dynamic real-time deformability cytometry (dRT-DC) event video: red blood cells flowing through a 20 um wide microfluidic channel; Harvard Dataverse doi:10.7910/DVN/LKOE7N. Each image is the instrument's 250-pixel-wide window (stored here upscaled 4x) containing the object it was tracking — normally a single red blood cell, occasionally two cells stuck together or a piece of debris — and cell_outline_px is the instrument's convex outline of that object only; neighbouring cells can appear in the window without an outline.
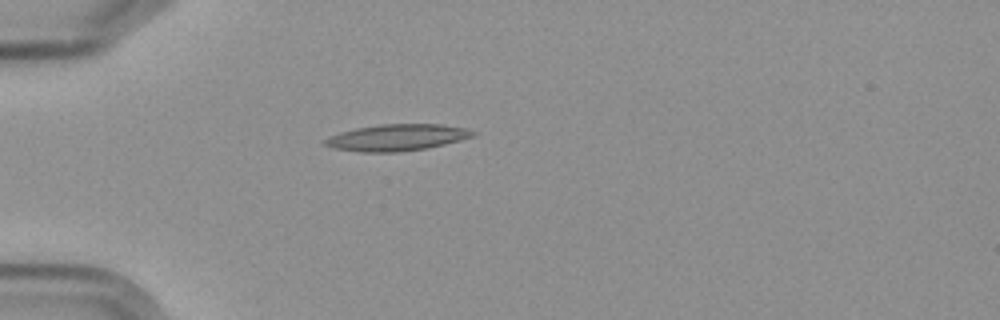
{"species": "Egyptian fruit bat (a non-hibernating species)", "species_latin": "Rousettus aegyptiacus", "temperature_condition": "cold", "stored_images_in_passage": 1, "camera_frame_rate_fps": 3000, "um_per_image_px": 0.085, "frame": {"image": 1, "passage_image": 1, "time_ms": 0.0, "image_size_px": [1000, 320], "cell_outline_px": [[476, 132], [472, 136], [460, 140], [444, 144], [424, 148], [396, 152], [360, 152], [332, 148], [324, 144], [320, 140], [328, 136], [340, 132], [356, 128], [380, 124], [440, 124], [464, 128]], "centroid_in_image_um": [33.64, 11.69], "position_along_channel_um": 51.4, "area_um2": 22.77}}